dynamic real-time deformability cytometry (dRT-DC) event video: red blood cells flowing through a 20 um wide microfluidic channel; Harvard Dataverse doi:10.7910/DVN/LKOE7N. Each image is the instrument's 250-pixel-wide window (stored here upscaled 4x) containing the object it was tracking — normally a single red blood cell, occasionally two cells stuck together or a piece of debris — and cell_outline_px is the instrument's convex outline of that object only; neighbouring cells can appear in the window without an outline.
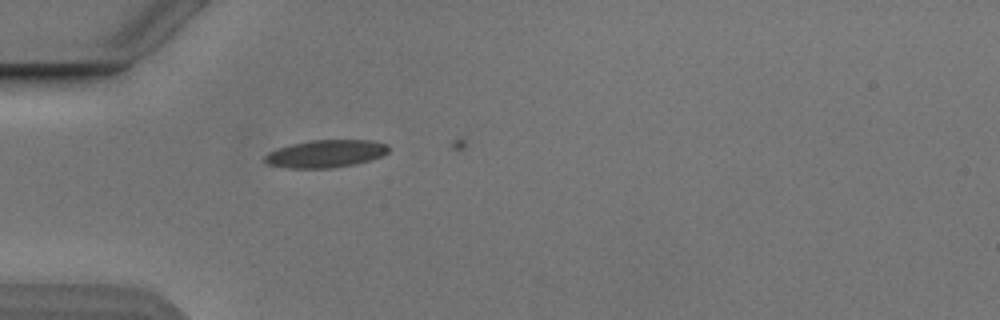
{"species": "Egyptian fruit bat (a non-hibernating species)", "species_latin": "Rousettus aegyptiacus", "temperature_condition": "cold", "stored_images_in_passage": 8, "camera_frame_rate_fps": 3000, "um_per_image_px": 0.085, "animal": {"sex": "male"}, "frame": {"image": 1, "passage_image": 4, "time_ms": 1.0, "image_size_px": [1000, 320], "cell_outline_px": [[388, 152], [380, 156], [356, 164], [332, 168], [288, 168], [268, 164], [264, 160], [264, 156], [268, 152], [292, 144], [312, 140], [368, 140], [388, 144]], "centroid_in_image_um": [27.68, 13.07], "position_along_channel_um": 57.3, "area_um2": 19.71}}
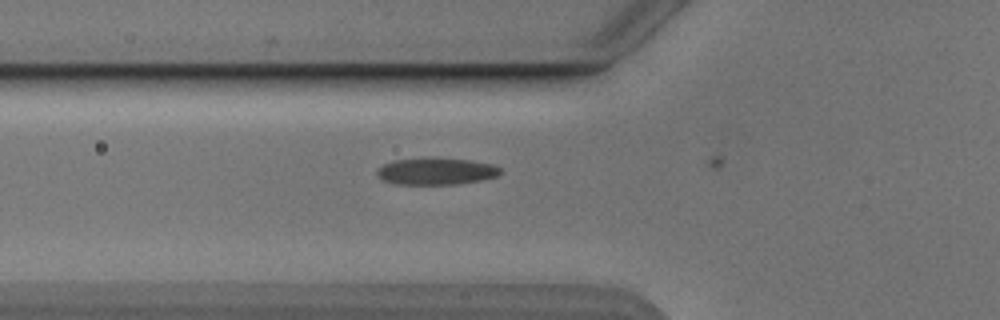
{"frame": {"image": 2, "passage_image": 7, "time_ms": 2.0, "image_size_px": [1000, 320], "cell_outline_px": [[500, 172], [496, 176], [480, 180], [460, 184], [396, 184], [384, 180], [376, 172], [376, 168], [392, 160], [468, 160], [492, 164], [500, 168]], "centroid_in_image_um": [37.06, 14.59], "position_along_channel_um": 88.7, "area_um2": 18.44}}